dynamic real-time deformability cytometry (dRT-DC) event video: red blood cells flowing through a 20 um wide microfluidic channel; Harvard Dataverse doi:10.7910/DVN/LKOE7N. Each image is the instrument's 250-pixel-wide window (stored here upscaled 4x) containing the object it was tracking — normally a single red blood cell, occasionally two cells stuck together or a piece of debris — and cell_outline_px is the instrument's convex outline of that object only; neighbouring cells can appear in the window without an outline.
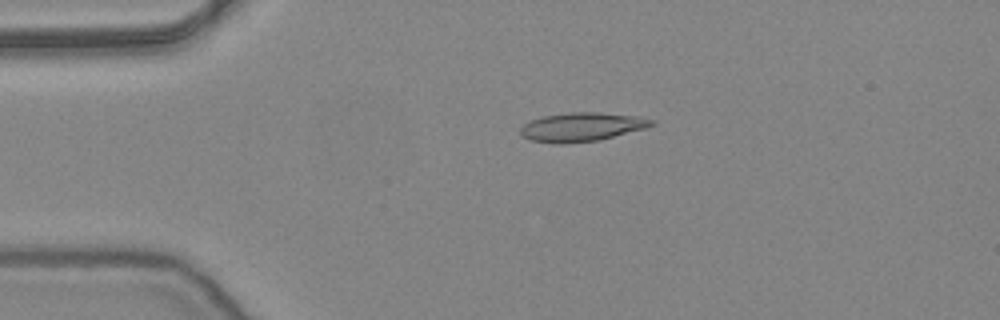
{"species": "common noctule bat (a hibernating species)", "species_latin": "Nyctalus noctula", "temperature_condition": "warm", "stored_images_in_passage": 51, "camera_frame_rate_fps": 3000, "um_per_image_px": 0.085, "animal": {"sex": "female", "body_mass_g": 24.6, "forearm_length_mm": 56.2}, "frame": {"image": 1, "passage_image": 10, "time_ms": 3.0, "image_size_px": [1000, 320], "cell_outline_px": [[656, 124], [644, 128], [600, 140], [556, 144], [532, 140], [520, 136], [520, 128], [524, 124], [540, 116], [572, 112], [600, 112], [636, 116], [656, 120]], "centroid_in_image_um": [49.44, 10.78], "position_along_channel_um": 35.6, "area_um2": 22.02}}
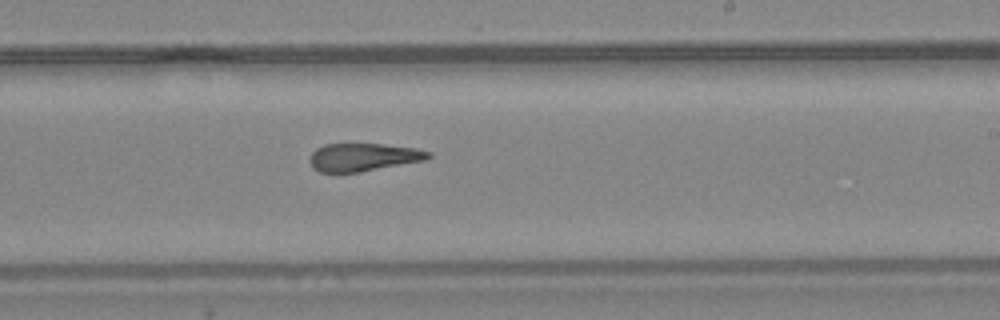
{"frame": {"image": 2, "passage_image": 30, "time_ms": 9.667, "image_size_px": [1000, 320], "cell_outline_px": [[432, 156], [424, 160], [360, 172], [320, 172], [312, 168], [308, 160], [312, 152], [316, 148], [324, 144], [380, 144], [416, 148], [432, 152]], "centroid_in_image_um": [30.85, 13.36], "position_along_channel_um": 258.2, "area_um2": 19.31}}
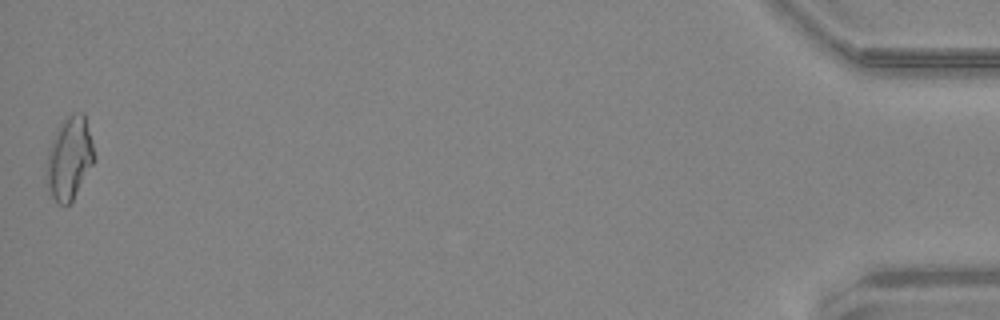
{"frame": {"image": 3, "passage_image": 51, "time_ms": 16.667, "image_size_px": [1000, 320], "cell_outline_px": [[96, 156], [92, 164], [72, 200], [64, 208], [56, 204], [48, 188], [48, 152], [52, 140], [60, 124], [72, 112], [84, 112]], "centroid_in_image_um": [5.92, 13.44], "position_along_channel_um": 429.3, "area_um2": 22.54}, "authors_computed_cell_mechanics": {"area_um2": 20.6346, "velocity_mm_per_s": 3.8762, "shape_relaxation_time_tau1_ms": null, "shape_relaxation_time_tau2_ms": 2.6836, "deformation_change_tau1": null, "deformation_change_tau2": 0.1268}}